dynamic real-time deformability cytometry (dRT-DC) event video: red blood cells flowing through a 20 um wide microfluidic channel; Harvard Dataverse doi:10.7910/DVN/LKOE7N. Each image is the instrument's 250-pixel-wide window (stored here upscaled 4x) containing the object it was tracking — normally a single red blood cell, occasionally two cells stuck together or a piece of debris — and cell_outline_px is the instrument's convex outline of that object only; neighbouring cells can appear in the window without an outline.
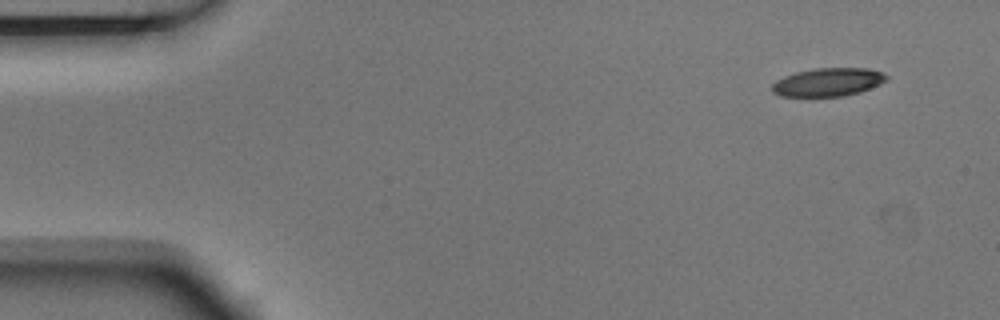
{"species": "Egyptian fruit bat (a non-hibernating species)", "species_latin": "Rousettus aegyptiacus", "temperature_condition": "room temperature", "stored_images_in_passage": 2, "camera_frame_rate_fps": 3000, "um_per_image_px": 0.085, "animal": {"sex": "male"}, "frame": {"image": 1, "passage_image": 1, "time_ms": 0.0, "image_size_px": [1000, 320], "cell_outline_px": [[888, 80], [880, 84], [860, 92], [844, 96], [780, 96], [772, 92], [772, 84], [776, 80], [784, 76], [796, 72], [816, 68], [868, 68], [880, 72], [888, 76]], "centroid_in_image_um": [70.38, 6.98], "position_along_channel_um": 14.6, "area_um2": 18.84}}